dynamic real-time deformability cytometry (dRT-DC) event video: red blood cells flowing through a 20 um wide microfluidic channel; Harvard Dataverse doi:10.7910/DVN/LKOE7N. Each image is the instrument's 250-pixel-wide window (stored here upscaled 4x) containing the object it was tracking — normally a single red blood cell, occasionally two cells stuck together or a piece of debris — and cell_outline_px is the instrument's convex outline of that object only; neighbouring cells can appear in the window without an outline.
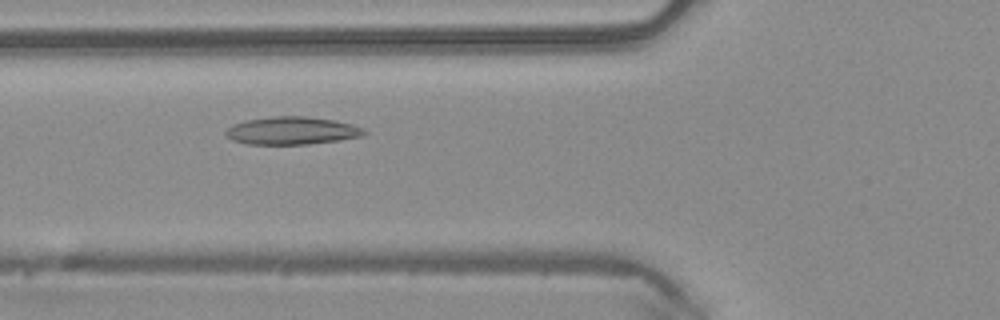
{"species": "common noctule bat (a hibernating species)", "species_latin": "Nyctalus noctula", "temperature_condition": "warm", "stored_images_in_passage": 37, "camera_frame_rate_fps": 3000, "um_per_image_px": 0.085, "animal": {"sex": "male", "body_mass_g": 20.4}, "frame": {"image": 1, "passage_image": 10, "time_ms": 3.0, "image_size_px": [1000, 320], "cell_outline_px": [[368, 132], [364, 136], [340, 140], [308, 144], [248, 144], [232, 140], [224, 132], [232, 124], [244, 120], [272, 116], [304, 116], [332, 120], [352, 124], [364, 128]], "centroid_in_image_um": [24.82, 11.1], "position_along_channel_um": 101.0, "area_um2": 22.48}}
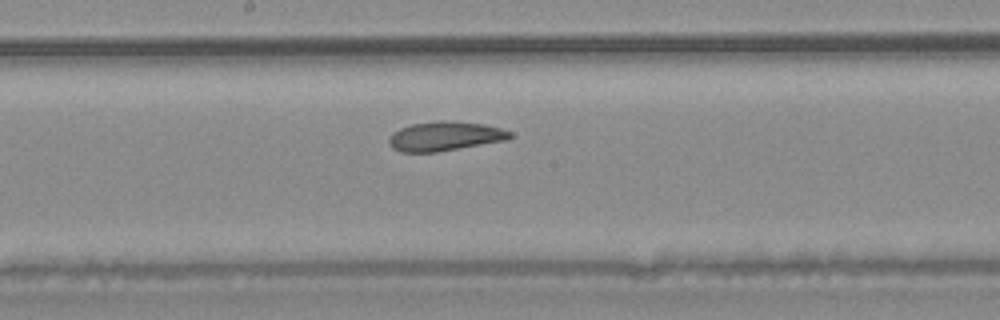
{"frame": {"image": 2, "passage_image": 18, "time_ms": 5.667, "image_size_px": [1000, 320], "cell_outline_px": [[512, 136], [508, 140], [436, 152], [400, 152], [392, 148], [388, 144], [388, 140], [392, 132], [400, 128], [412, 124], [440, 120], [444, 120], [484, 124], [500, 128], [512, 132]], "centroid_in_image_um": [37.8, 11.58], "position_along_channel_um": 210.4, "area_um2": 20.75}}
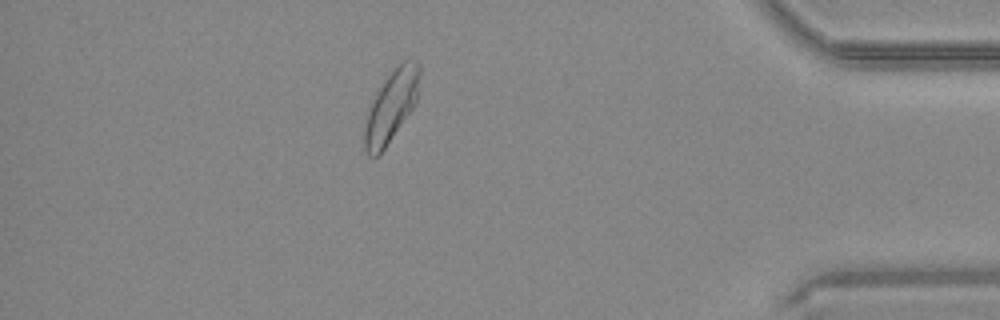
{"frame": {"image": 3, "passage_image": 35, "time_ms": 11.333, "image_size_px": [1000, 320], "cell_outline_px": [[420, 76], [416, 100], [412, 108], [384, 148], [376, 156], [368, 156], [364, 148], [364, 128], [368, 112], [372, 100], [376, 92], [384, 80], [404, 60], [416, 60], [420, 64]], "centroid_in_image_um": [33.25, 9.01], "position_along_channel_um": 402.0, "area_um2": 22.25}}